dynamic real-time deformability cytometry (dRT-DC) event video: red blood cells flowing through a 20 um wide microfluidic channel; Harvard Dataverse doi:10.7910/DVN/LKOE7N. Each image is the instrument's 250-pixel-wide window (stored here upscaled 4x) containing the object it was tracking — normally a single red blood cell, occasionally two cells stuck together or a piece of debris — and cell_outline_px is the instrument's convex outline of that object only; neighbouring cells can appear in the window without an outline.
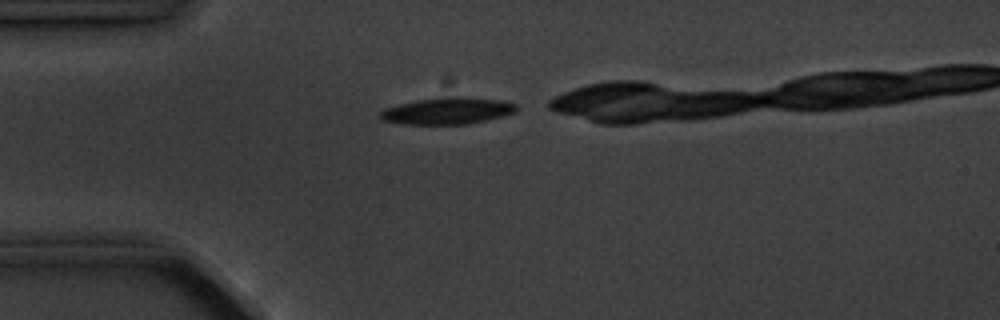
{"species": "common noctule bat (a hibernating species)", "species_latin": "Nyctalus noctula", "temperature_condition": "cold", "stored_images_in_passage": 1, "camera_frame_rate_fps": 3000, "um_per_image_px": 0.085, "animal": {"sex": "male", "body_mass_g": 20.1, "forearm_length_mm": 53.5}, "frame": {"image": 1, "passage_image": 1, "time_ms": 0.0, "image_size_px": [1000, 320], "cell_outline_px": [[516, 108], [512, 112], [500, 116], [468, 124], [404, 124], [380, 120], [376, 116], [384, 108], [416, 100], [460, 96], [500, 100], [516, 104]], "centroid_in_image_um": [37.93, 9.43], "position_along_channel_um": 47.1, "area_um2": 20.92}}